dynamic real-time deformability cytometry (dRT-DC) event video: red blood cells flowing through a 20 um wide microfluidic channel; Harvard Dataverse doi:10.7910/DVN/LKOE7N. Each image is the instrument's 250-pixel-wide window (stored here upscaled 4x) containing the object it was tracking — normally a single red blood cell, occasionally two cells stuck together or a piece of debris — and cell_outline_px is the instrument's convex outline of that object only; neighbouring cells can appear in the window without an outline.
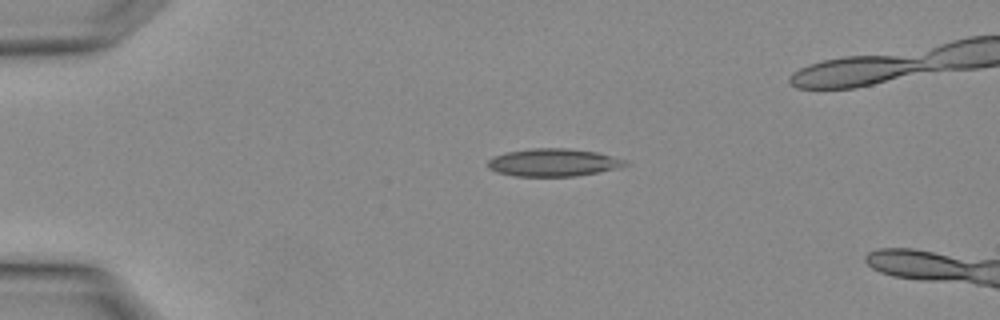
{"species": "Egyptian fruit bat (a non-hibernating species)", "species_latin": "Rousettus aegyptiacus", "temperature_condition": "warm", "stored_images_in_passage": 4, "camera_frame_rate_fps": 3000, "um_per_image_px": 0.085, "animal": {"sex": "female"}, "frame": {"image": 1, "passage_image": 4, "time_ms": 1.0, "image_size_px": [1000, 320], "cell_outline_px": [[632, 164], [620, 168], [576, 176], [516, 176], [496, 172], [488, 168], [488, 160], [504, 152], [528, 148], [568, 148], [596, 152], [628, 160]], "centroid_in_image_um": [47.08, 13.81], "position_along_channel_um": 37.9, "area_um2": 22.43}}